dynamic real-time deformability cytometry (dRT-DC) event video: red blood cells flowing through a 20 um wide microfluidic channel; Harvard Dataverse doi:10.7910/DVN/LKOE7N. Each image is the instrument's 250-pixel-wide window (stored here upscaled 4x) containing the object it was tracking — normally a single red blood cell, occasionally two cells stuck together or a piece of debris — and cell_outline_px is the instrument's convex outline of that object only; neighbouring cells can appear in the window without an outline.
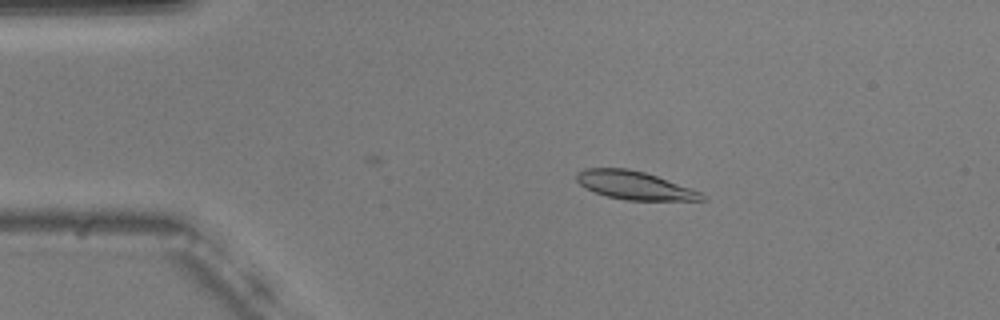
{"species": "common noctule bat (a hibernating species)", "species_latin": "Nyctalus noctula", "temperature_condition": "warm", "stored_images_in_passage": 33, "camera_frame_rate_fps": 3000, "um_per_image_px": 0.085, "animal": {"sex": "male", "body_mass_g": 20.5, "forearm_length_mm": 52.5}, "frame": {"image": 1, "passage_image": 4, "time_ms": 1.0, "image_size_px": [1000, 320], "cell_outline_px": [[708, 200], [624, 200], [608, 196], [596, 192], [580, 184], [576, 180], [576, 172], [584, 168], [628, 168], [644, 172], [704, 192]], "centroid_in_image_um": [53.98, 15.75], "position_along_channel_um": 31.0, "area_um2": 20.63}}
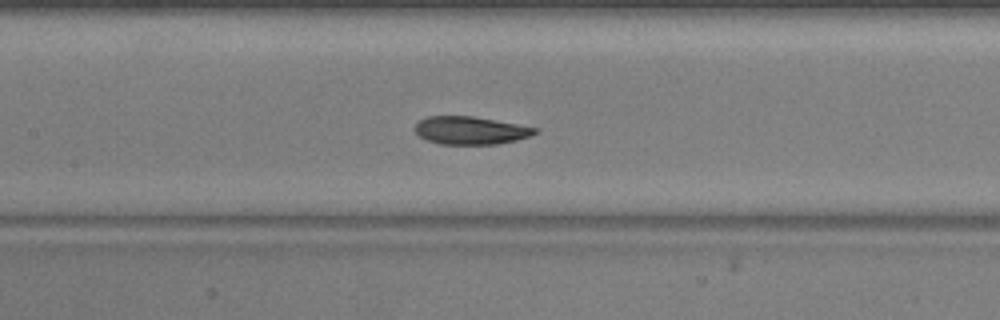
{"frame": {"image": 2, "passage_image": 19, "time_ms": 6.0, "image_size_px": [1000, 320], "cell_outline_px": [[540, 132], [516, 140], [496, 144], [440, 144], [428, 140], [420, 136], [412, 128], [420, 120], [428, 116], [472, 116], [540, 128]], "centroid_in_image_um": [40.0, 11.08], "position_along_channel_um": 167.4, "area_um2": 19.48}}
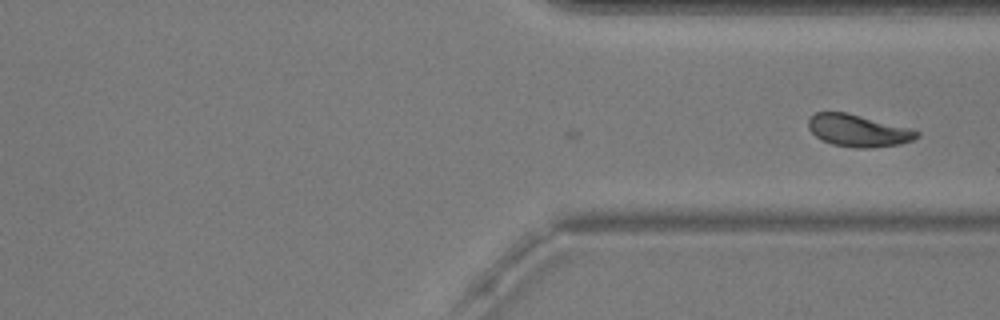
{"frame": {"image": 3, "passage_image": 33, "time_ms": 10.667, "image_size_px": [1000, 320], "cell_outline_px": [[920, 136], [912, 140], [900, 144], [868, 148], [856, 148], [832, 144], [816, 136], [808, 128], [808, 120], [816, 112], [844, 112], [916, 128], [920, 132]], "centroid_in_image_um": [73.02, 11.09], "position_along_channel_um": 338.4, "area_um2": 20.46}}